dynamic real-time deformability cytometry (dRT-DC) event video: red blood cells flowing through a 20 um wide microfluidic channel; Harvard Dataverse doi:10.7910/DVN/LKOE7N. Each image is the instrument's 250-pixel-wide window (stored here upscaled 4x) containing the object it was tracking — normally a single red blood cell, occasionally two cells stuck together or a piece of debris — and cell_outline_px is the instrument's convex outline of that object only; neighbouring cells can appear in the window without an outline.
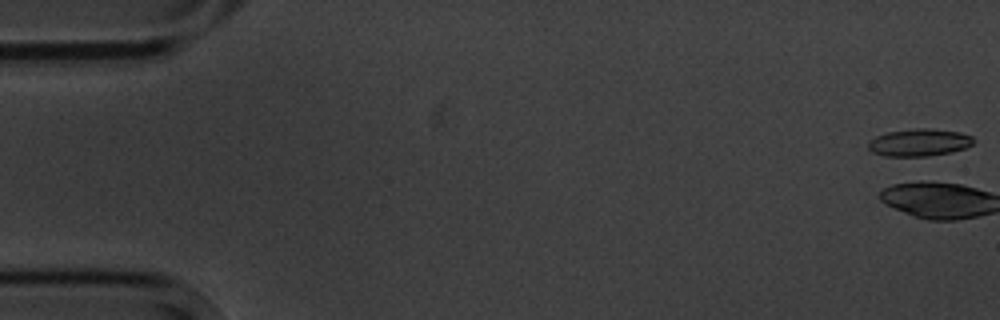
{"species": "common noctule bat (a hibernating species)", "species_latin": "Nyctalus noctula", "temperature_condition": "cold", "stored_images_in_passage": 5, "camera_frame_rate_fps": 3000, "um_per_image_px": 0.085, "animal": {"sex": "male", "body_mass_g": 20.1, "forearm_length_mm": 53.5}, "frame": {"image": 1, "passage_image": 1, "time_ms": 0.0, "image_size_px": [1000, 320], "cell_outline_px": [[976, 140], [972, 144], [964, 148], [952, 152], [928, 156], [884, 156], [872, 152], [868, 148], [868, 140], [876, 136], [888, 132], [916, 128], [924, 128], [960, 132], [972, 136]], "centroid_in_image_um": [78.12, 12.11], "position_along_channel_um": 6.9, "area_um2": 16.82}}